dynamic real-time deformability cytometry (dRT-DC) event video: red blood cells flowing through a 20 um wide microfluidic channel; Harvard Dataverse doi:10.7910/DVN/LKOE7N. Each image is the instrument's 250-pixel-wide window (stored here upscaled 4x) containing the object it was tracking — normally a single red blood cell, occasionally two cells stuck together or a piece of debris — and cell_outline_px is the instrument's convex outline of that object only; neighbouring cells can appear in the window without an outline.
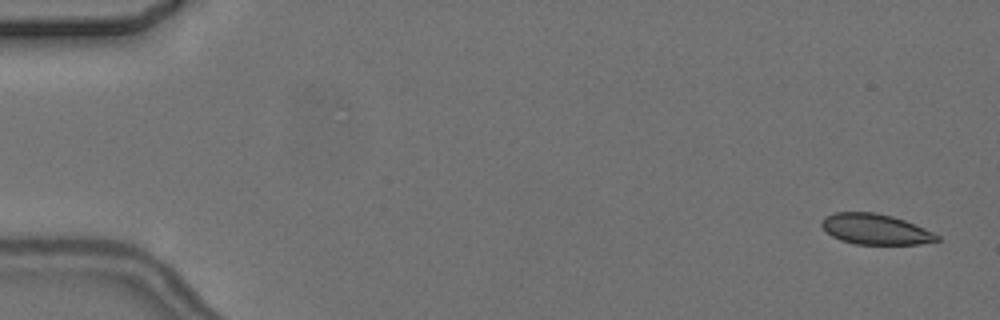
{"species": "common noctule bat (a hibernating species)", "species_latin": "Nyctalus noctula", "temperature_condition": "cold", "stored_images_in_passage": 5, "camera_frame_rate_fps": 3000, "um_per_image_px": 0.085, "animal": {"sex": "female", "body_mass_g": 24.6, "forearm_length_mm": 56.2}, "frame": {"image": 1, "passage_image": 1, "time_ms": 0.0, "image_size_px": [1000, 320], "cell_outline_px": [[940, 240], [920, 244], [856, 244], [840, 240], [832, 236], [820, 224], [820, 220], [824, 216], [836, 212], [876, 212], [892, 216], [904, 220], [924, 228], [940, 236]], "centroid_in_image_um": [74.39, 19.47], "position_along_channel_um": 10.6, "area_um2": 20.52}}
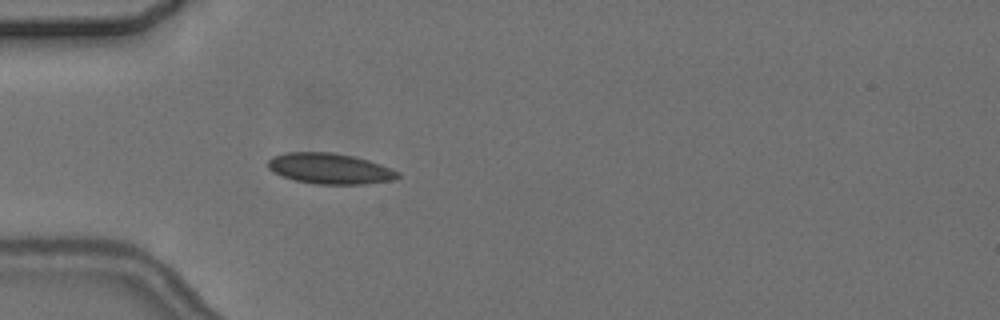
{"frame": {"image": 2, "passage_image": 5, "time_ms": 5.0, "image_size_px": [1000, 320], "cell_outline_px": [[400, 176], [392, 180], [364, 184], [316, 184], [296, 180], [272, 172], [268, 168], [268, 160], [272, 156], [288, 152], [332, 152], [352, 156], [368, 160], [392, 168], [400, 172]], "centroid_in_image_um": [28.04, 14.32], "position_along_channel_um": 57.0, "area_um2": 23.18}}